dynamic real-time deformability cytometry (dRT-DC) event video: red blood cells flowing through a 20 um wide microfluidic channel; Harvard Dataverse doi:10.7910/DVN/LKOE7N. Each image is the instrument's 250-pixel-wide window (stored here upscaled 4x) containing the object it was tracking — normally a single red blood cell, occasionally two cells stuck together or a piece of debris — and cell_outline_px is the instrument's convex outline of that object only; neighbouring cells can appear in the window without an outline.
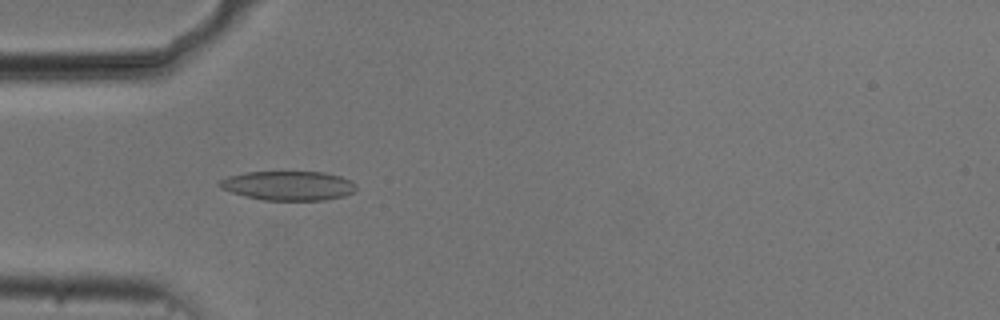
{"species": "common noctule bat (a hibernating species)", "species_latin": "Nyctalus noctula", "temperature_condition": "cold", "stored_images_in_passage": 53, "camera_frame_rate_fps": 3000, "um_per_image_px": 0.085, "animal": {"sex": "male", "body_mass_g": 20.5, "forearm_length_mm": 52.5}, "frame": {"image": 1, "passage_image": 16, "time_ms": 5.0, "image_size_px": [1000, 320], "cell_outline_px": [[356, 188], [352, 192], [344, 196], [324, 200], [264, 200], [232, 192], [220, 188], [216, 184], [220, 180], [228, 176], [244, 172], [324, 172], [340, 176], [352, 180], [356, 184]], "centroid_in_image_um": [24.51, 15.77], "position_along_channel_um": 60.5, "area_um2": 23.29}}
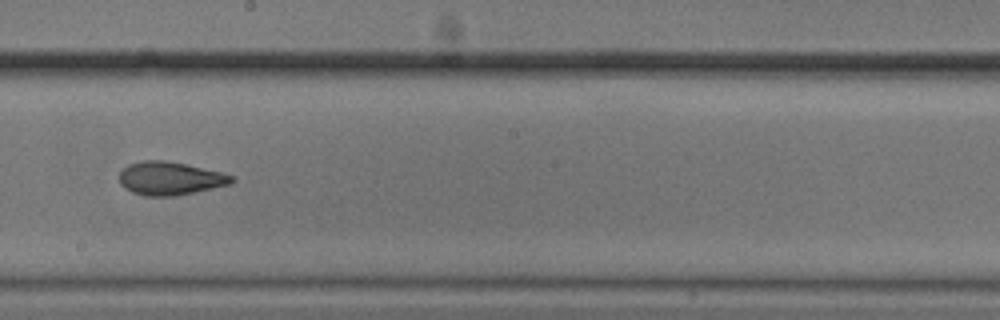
{"frame": {"image": 2, "passage_image": 30, "time_ms": 9.667, "image_size_px": [1000, 320], "cell_outline_px": [[236, 180], [232, 184], [176, 196], [144, 196], [132, 192], [124, 188], [120, 184], [120, 172], [128, 164], [144, 160], [164, 160], [184, 164], [220, 172], [232, 176]], "centroid_in_image_um": [14.44, 15.17], "position_along_channel_um": 233.8, "area_um2": 21.73}}
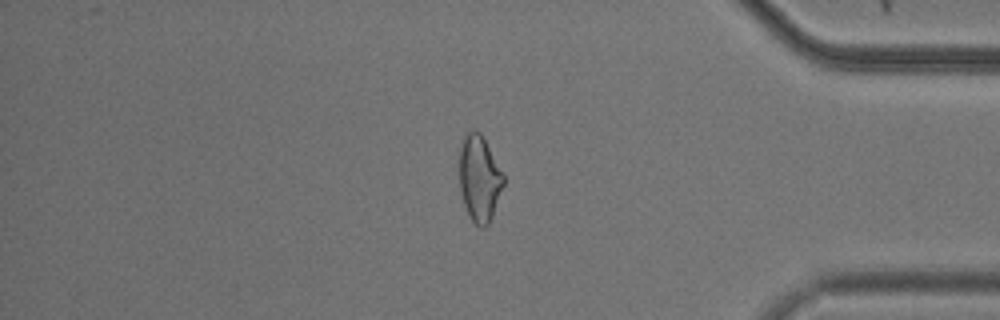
{"frame": {"image": 3, "passage_image": 45, "time_ms": 14.667, "image_size_px": [1000, 320], "cell_outline_px": [[504, 184], [492, 216], [488, 224], [484, 228], [480, 228], [472, 220], [464, 204], [460, 192], [460, 144], [464, 136], [472, 128], [480, 132], [504, 176]], "centroid_in_image_um": [40.74, 15.16], "position_along_channel_um": 394.5, "area_um2": 21.85}, "authors_computed_cell_mechanics": {"area_um2": 22.7732, "velocity_mm_per_s": 3.7342, "shape_relaxation_time_tau1_ms": 3.7196, "shape_relaxation_time_tau2_ms": 2.6018, "deformation_change_tau1": 0.1162, "deformation_change_tau2": 0.0879}}